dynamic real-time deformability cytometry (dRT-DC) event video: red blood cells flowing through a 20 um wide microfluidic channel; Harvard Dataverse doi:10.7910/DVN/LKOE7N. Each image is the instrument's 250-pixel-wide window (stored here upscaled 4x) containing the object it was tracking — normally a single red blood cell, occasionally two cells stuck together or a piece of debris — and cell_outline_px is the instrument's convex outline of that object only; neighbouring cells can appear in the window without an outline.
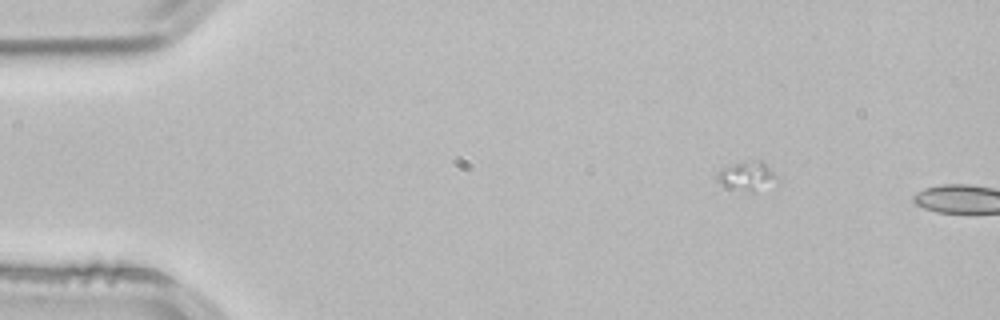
{"species": "common noctule bat (a hibernating species)", "species_latin": "Nyctalus noctula", "temperature_condition": "room temperature", "stored_images_in_passage": 2, "segment_of_instrument_passage": [1, 2], "camera_frame_rate_fps": 3000, "um_per_image_px": 0.085, "animal": {"sex": "male", "body_mass_g": 21.5, "forearm_length_mm": 52.0}, "frame": {"image": 1, "passage_image": 1, "time_ms": 0.0, "image_size_px": [1000, 320], "cell_outline_px": [[780, 184], [756, 192], [752, 192], [720, 184], [716, 180], [716, 176], [728, 164], [744, 160], [760, 160], [780, 176]], "centroid_in_image_um": [63.63, 14.96], "position_along_channel_um": 21.4, "area_um2": 10.64}}